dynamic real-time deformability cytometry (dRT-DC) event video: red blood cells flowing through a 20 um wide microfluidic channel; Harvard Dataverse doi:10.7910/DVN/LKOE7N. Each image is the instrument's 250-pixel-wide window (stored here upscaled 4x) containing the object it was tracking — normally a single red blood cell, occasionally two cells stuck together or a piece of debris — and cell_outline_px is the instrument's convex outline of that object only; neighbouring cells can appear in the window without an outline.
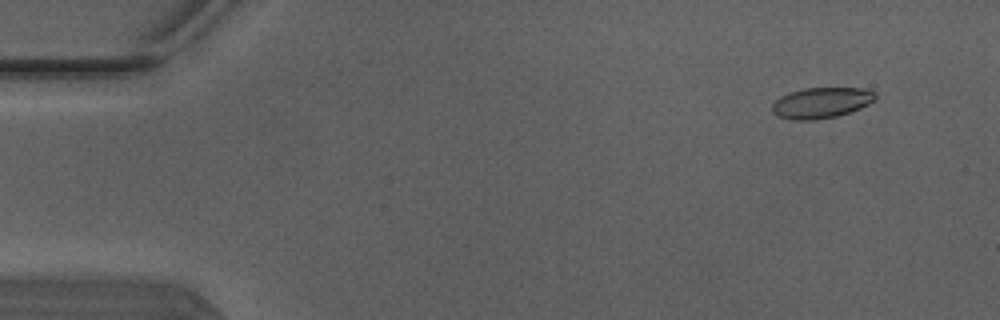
{"species": "Egyptian fruit bat (a non-hibernating species)", "species_latin": "Rousettus aegyptiacus", "temperature_condition": "warm", "stored_images_in_passage": 5, "camera_frame_rate_fps": 3000, "um_per_image_px": 0.085, "animal": {"sex": "male"}, "frame": {"image": 1, "passage_image": 2, "time_ms": 0.333, "image_size_px": [1000, 320], "cell_outline_px": [[876, 100], [860, 108], [836, 116], [816, 120], [792, 120], [776, 116], [772, 112], [772, 104], [780, 96], [788, 92], [804, 88], [864, 88], [876, 92]], "centroid_in_image_um": [69.79, 8.73], "position_along_channel_um": 15.2, "area_um2": 18.67}}
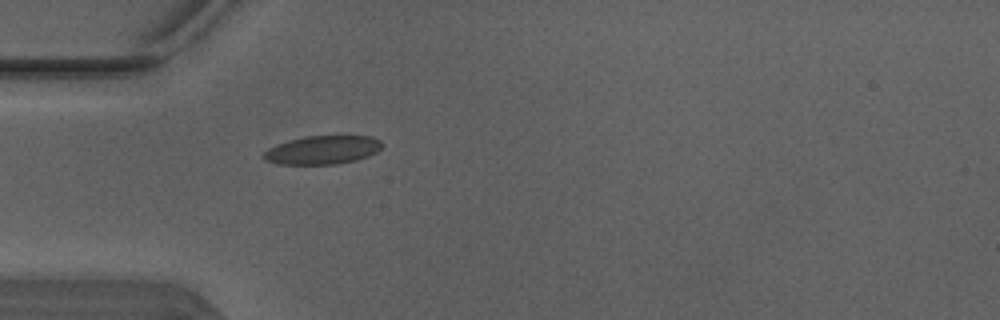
{"frame": {"image": 2, "passage_image": 5, "time_ms": 1.333, "image_size_px": [1000, 320], "cell_outline_px": [[384, 144], [376, 152], [368, 156], [356, 160], [336, 164], [280, 164], [264, 160], [264, 152], [268, 148], [276, 144], [288, 140], [304, 136], [372, 136], [380, 140]], "centroid_in_image_um": [27.42, 12.74], "position_along_channel_um": 57.6, "area_um2": 19.71}}